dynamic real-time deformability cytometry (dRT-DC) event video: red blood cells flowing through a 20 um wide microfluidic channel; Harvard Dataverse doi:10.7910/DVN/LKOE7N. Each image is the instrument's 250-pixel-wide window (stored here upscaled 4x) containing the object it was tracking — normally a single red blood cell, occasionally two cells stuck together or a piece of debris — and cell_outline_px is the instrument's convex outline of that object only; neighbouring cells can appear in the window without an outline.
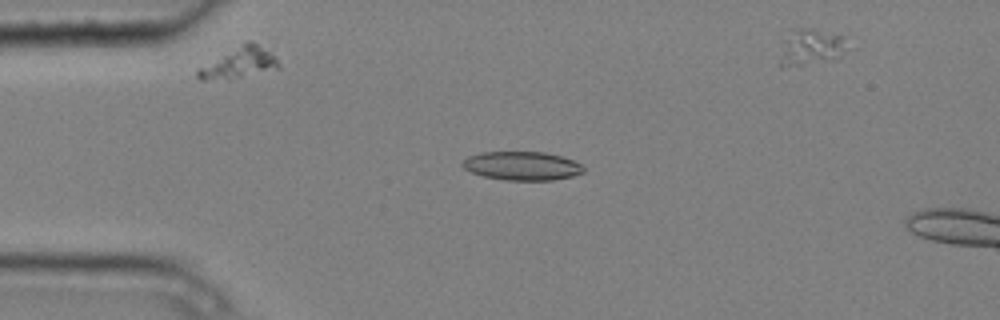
{"species": "common noctule bat (a hibernating species)", "species_latin": "Nyctalus noctula", "temperature_condition": "cold", "stored_images_in_passage": 4, "camera_frame_rate_fps": 3000, "um_per_image_px": 0.085, "animal": {"sex": "male", "body_mass_g": 20.4}, "frame": {"image": 1, "passage_image": 2, "time_ms": 0.333, "image_size_px": [1000, 320], "cell_outline_px": [[584, 172], [572, 176], [552, 180], [504, 180], [484, 176], [472, 172], [464, 168], [460, 164], [468, 156], [480, 152], [544, 152], [560, 156], [572, 160], [580, 164], [584, 168]], "centroid_in_image_um": [44.35, 14.1], "position_along_channel_um": 40.6, "area_um2": 20.11}}